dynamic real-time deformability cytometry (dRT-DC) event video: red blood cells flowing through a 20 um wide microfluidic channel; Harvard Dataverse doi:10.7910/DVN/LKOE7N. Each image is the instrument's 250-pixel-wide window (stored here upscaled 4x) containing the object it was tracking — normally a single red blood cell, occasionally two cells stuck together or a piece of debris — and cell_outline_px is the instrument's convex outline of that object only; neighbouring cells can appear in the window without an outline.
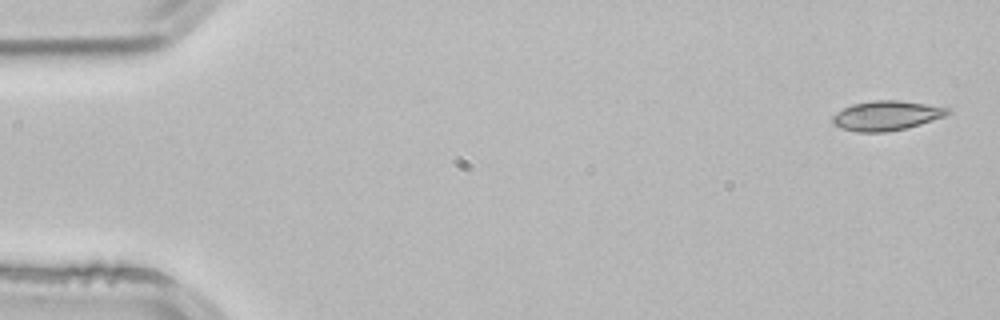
{"species": "common noctule bat (a hibernating species)", "species_latin": "Nyctalus noctula", "temperature_condition": "room temperature", "stored_images_in_passage": 5, "camera_frame_rate_fps": 3000, "um_per_image_px": 0.085, "animal": {"sex": "male", "body_mass_g": 21.5, "forearm_length_mm": 52.0}, "frame": {"image": 1, "passage_image": 1, "time_ms": 0.0, "image_size_px": [1000, 320], "cell_outline_px": [[952, 112], [944, 116], [908, 128], [888, 132], [856, 132], [840, 128], [832, 124], [832, 116], [836, 112], [852, 104], [872, 100], [900, 100], [948, 108]], "centroid_in_image_um": [75.3, 9.83], "position_along_channel_um": 9.7, "area_um2": 19.94}}
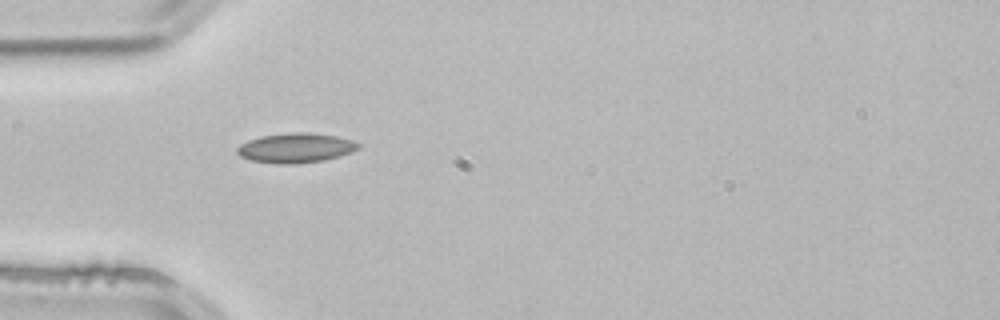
{"frame": {"image": 2, "passage_image": 4, "time_ms": 1.0, "image_size_px": [1000, 320], "cell_outline_px": [[360, 148], [352, 152], [340, 156], [324, 160], [296, 164], [280, 164], [252, 160], [240, 156], [236, 152], [236, 148], [240, 144], [248, 140], [260, 136], [292, 132], [308, 132], [336, 136], [352, 140], [360, 144]], "centroid_in_image_um": [25.14, 12.57], "position_along_channel_um": 59.9, "area_um2": 21.04}}